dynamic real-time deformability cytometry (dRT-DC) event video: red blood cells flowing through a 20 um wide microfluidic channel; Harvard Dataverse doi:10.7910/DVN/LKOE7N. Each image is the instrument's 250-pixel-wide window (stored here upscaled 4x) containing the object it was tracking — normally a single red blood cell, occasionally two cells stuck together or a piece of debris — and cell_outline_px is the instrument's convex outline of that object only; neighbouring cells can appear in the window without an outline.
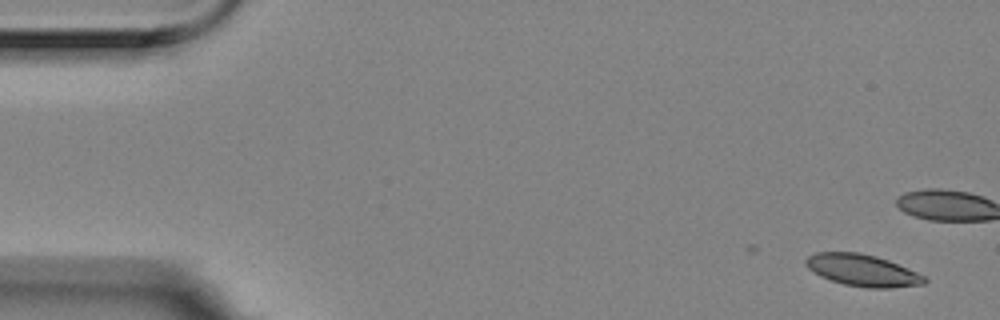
{"species": "Egyptian fruit bat (a non-hibernating species)", "species_latin": "Rousettus aegyptiacus", "temperature_condition": "room temperature", "stored_images_in_passage": 5, "camera_frame_rate_fps": 3000, "um_per_image_px": 0.085, "animal": {"sex": "female"}, "frame": {"image": 1, "passage_image": 1, "time_ms": 0.0, "image_size_px": [1000, 320], "cell_outline_px": [[928, 280], [924, 284], [888, 288], [868, 288], [844, 284], [820, 276], [812, 272], [804, 264], [804, 260], [808, 256], [816, 252], [860, 252], [876, 256], [888, 260], [908, 268], [924, 276]], "centroid_in_image_um": [73.29, 22.97], "position_along_channel_um": 11.7, "area_um2": 22.02}}
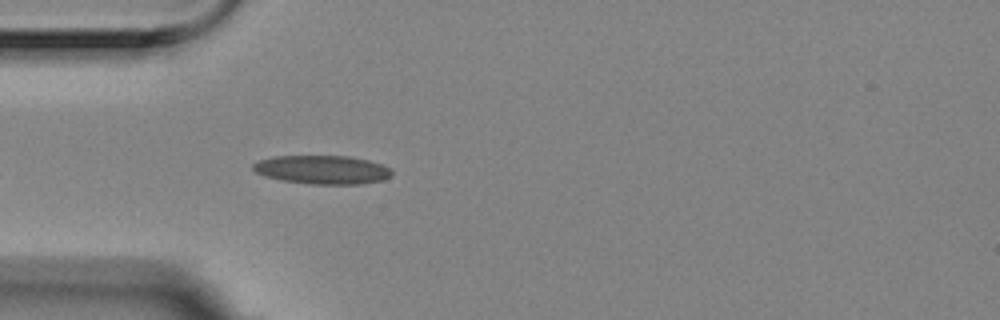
{"frame": {"image": 2, "passage_image": 5, "time_ms": 1.333, "image_size_px": [1000, 320], "cell_outline_px": [[392, 176], [380, 180], [360, 184], [312, 184], [284, 180], [264, 176], [256, 172], [252, 168], [252, 164], [260, 160], [272, 156], [348, 156], [368, 160], [384, 164], [392, 168]], "centroid_in_image_um": [27.42, 14.42], "position_along_channel_um": 57.6, "area_um2": 23.18}}